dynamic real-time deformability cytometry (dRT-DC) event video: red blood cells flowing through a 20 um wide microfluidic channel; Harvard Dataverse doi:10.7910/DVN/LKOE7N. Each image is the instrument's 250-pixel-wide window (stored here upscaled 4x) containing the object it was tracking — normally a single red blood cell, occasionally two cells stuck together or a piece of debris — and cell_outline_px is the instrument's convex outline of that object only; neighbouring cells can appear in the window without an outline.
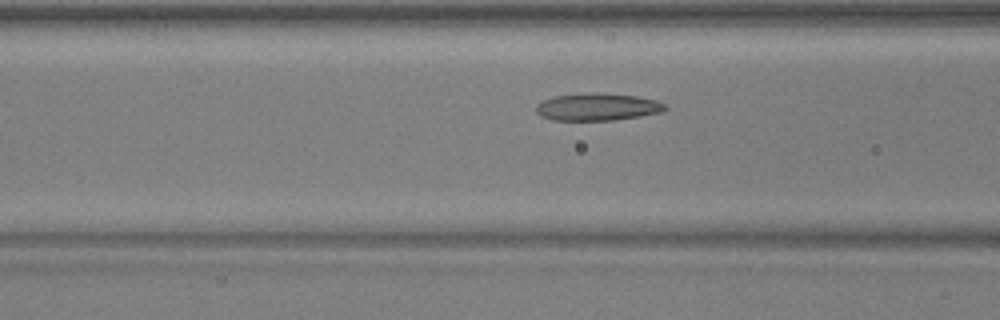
{"species": "common noctule bat (a hibernating species)", "species_latin": "Nyctalus noctula", "temperature_condition": "warm", "stored_images_in_passage": 42, "camera_frame_rate_fps": 3000, "um_per_image_px": 0.085, "animal": {"sex": "male", "body_mass_g": 17.9, "forearm_length_mm": 54.2}, "frame": {"image": 1, "passage_image": 11, "time_ms": 3.333, "image_size_px": [1000, 320], "cell_outline_px": [[668, 108], [660, 112], [640, 116], [612, 120], [552, 120], [540, 116], [536, 112], [536, 104], [544, 100], [556, 96], [592, 92], [596, 92], [636, 96], [656, 100], [664, 104]], "centroid_in_image_um": [50.76, 9.09], "position_along_channel_um": 115.8, "area_um2": 20.46}}
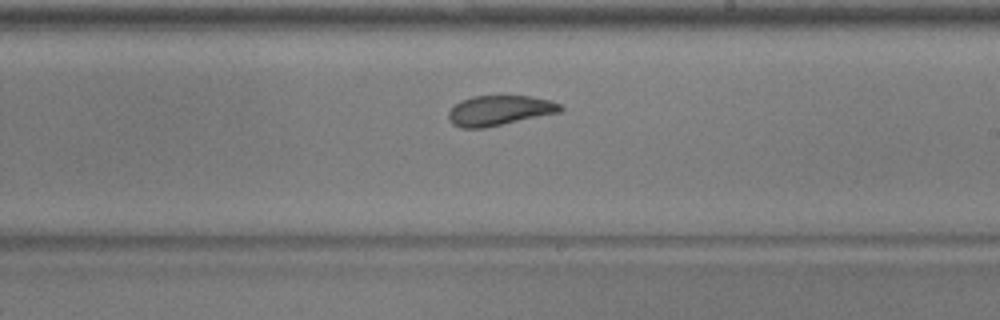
{"frame": {"image": 2, "passage_image": 21, "time_ms": 6.667, "image_size_px": [1000, 320], "cell_outline_px": [[564, 108], [560, 112], [484, 128], [460, 128], [452, 124], [448, 120], [448, 112], [460, 100], [472, 96], [532, 96], [552, 100], [560, 104]], "centroid_in_image_um": [42.44, 9.39], "position_along_channel_um": 246.6, "area_um2": 19.65}}
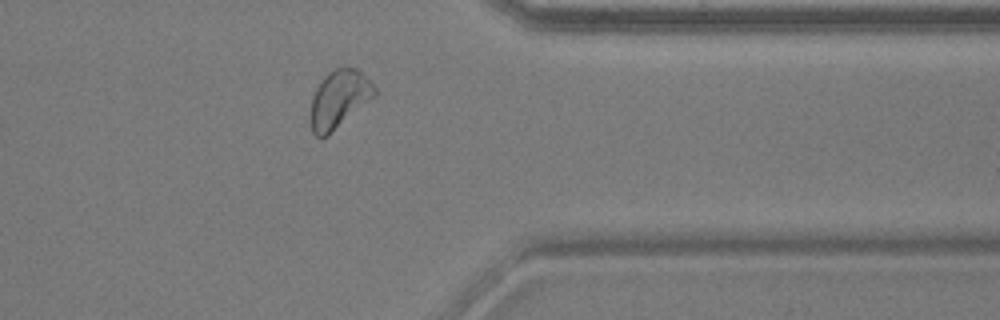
{"frame": {"image": 3, "passage_image": 32, "time_ms": 10.333, "image_size_px": [1000, 320], "cell_outline_px": [[376, 96], [328, 136], [316, 136], [312, 132], [308, 116], [312, 96], [316, 88], [324, 76], [332, 68], [360, 68], [368, 76], [376, 88]], "centroid_in_image_um": [28.82, 8.42], "position_along_channel_um": 382.6, "area_um2": 22.2}, "authors_computed_cell_mechanics": {"area_um2": 20.7791, "velocity_mm_per_s": 3.9301, "shape_relaxation_time_tau1_ms": 6.9161, "shape_relaxation_time_tau2_ms": 1.4484, "deformation_change_tau1": 0.1648, "deformation_change_tau2": 0.0723}}